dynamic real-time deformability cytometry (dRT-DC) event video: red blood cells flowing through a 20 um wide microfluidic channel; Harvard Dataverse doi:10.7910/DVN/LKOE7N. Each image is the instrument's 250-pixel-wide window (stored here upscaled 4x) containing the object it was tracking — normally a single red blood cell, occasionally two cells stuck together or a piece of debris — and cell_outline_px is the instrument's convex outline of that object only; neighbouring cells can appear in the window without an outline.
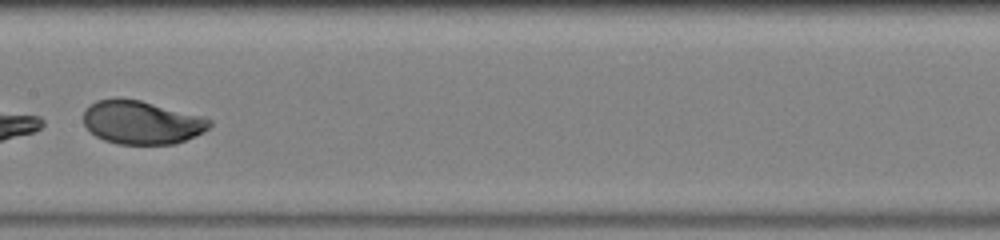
{"species": "human", "species_latin": "Homo sapiens", "temperature_condition": "warm", "stored_images_in_passage": 47, "segment_of_instrument_passage": [2, 2], "camera_frame_rate_fps": 3000, "um_per_image_px": 0.085, "donor": {"sex": "male"}, "frame": {"image": 1, "passage_image": 25, "time_ms": 8.0, "image_size_px": [1000, 240], "cell_outline_px": [[212, 124], [204, 132], [196, 136], [176, 144], [120, 144], [104, 140], [96, 136], [84, 124], [84, 108], [88, 104], [96, 100], [120, 96], [140, 100], [200, 116], [212, 120]], "centroid_in_image_um": [12.01, 10.39], "position_along_channel_um": 195.4, "area_um2": 32.14}}